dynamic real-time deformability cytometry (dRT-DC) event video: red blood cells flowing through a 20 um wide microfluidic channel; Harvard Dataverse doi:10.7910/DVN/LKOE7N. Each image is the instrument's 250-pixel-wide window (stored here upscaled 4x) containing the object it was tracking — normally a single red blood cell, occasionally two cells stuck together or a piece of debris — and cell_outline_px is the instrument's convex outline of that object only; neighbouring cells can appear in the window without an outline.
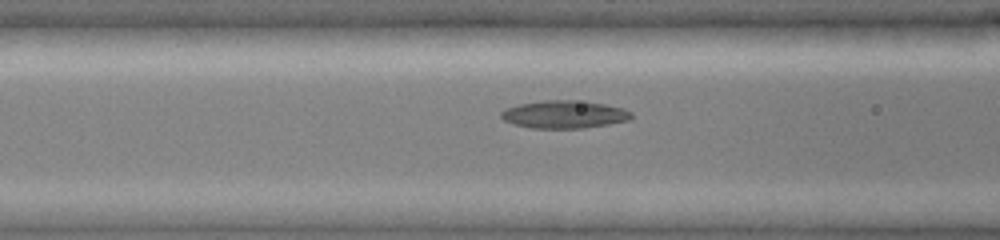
{"species": "common noctule bat (a hibernating species)", "species_latin": "Nyctalus noctula", "temperature_condition": "cold", "stored_images_in_passage": 40, "camera_frame_rate_fps": 3000, "um_per_image_px": 0.085, "animal": {"sex": "female", "body_mass_g": 19.0, "forearm_length_mm": 51.5}, "frame": {"image": 1, "passage_image": 8, "time_ms": 2.333, "image_size_px": [1000, 240], "cell_outline_px": [[632, 116], [628, 120], [608, 124], [584, 128], [532, 128], [516, 124], [504, 120], [500, 116], [500, 112], [508, 108], [520, 104], [544, 100], [572, 100], [604, 104], [624, 108], [632, 112]], "centroid_in_image_um": [47.98, 9.72], "position_along_channel_um": 118.6, "area_um2": 20.81}}
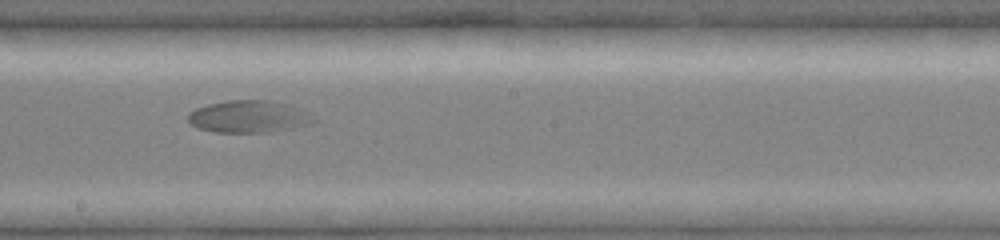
{"frame": {"image": 2, "passage_image": 17, "time_ms": 5.333, "image_size_px": [1000, 240], "cell_outline_px": [[316, 120], [308, 124], [292, 128], [268, 132], [216, 132], [196, 128], [188, 120], [188, 112], [196, 108], [208, 104], [228, 100], [272, 100], [292, 104], [316, 116]], "centroid_in_image_um": [21.17, 9.89], "position_along_channel_um": 227.0, "area_um2": 23.81}}
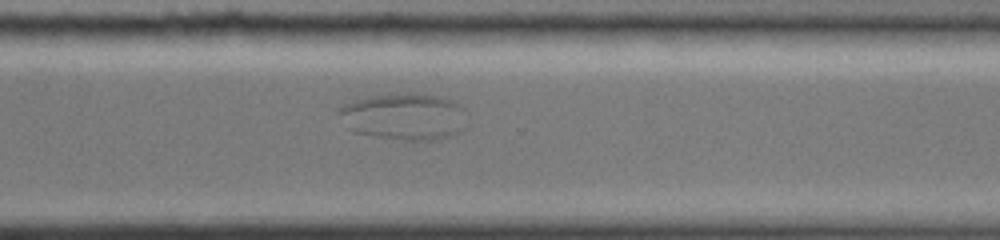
{"frame": {"image": 3, "passage_image": 26, "time_ms": 8.333, "image_size_px": [1000, 240], "cell_outline_px": [[468, 124], [460, 132], [436, 140], [408, 140], [376, 136], [356, 132], [348, 128], [336, 112], [344, 104], [352, 100], [368, 96], [388, 92], [440, 96], [452, 100], [460, 104]], "centroid_in_image_um": [34.35, 9.89], "position_along_channel_um": 336.3, "area_um2": 35.14}}